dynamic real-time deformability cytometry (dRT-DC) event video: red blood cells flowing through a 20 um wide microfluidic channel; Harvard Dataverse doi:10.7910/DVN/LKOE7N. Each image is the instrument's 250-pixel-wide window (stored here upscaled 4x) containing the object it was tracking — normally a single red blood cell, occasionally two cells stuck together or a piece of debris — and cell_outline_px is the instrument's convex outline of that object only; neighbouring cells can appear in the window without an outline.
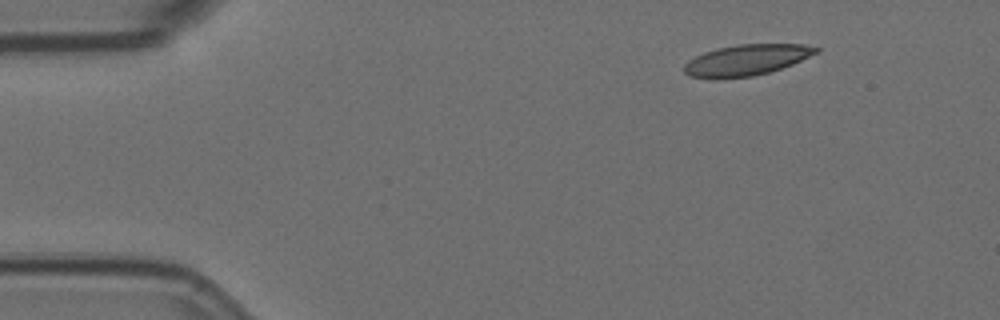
{"species": "Egyptian fruit bat (a non-hibernating species)", "species_latin": "Rousettus aegyptiacus", "temperature_condition": "room temperature", "stored_images_in_passage": 3, "camera_frame_rate_fps": 3000, "um_per_image_px": 0.085, "animal": {"sex": "female"}, "frame": {"image": 1, "passage_image": 1, "time_ms": 0.0, "image_size_px": [1000, 320], "cell_outline_px": [[820, 52], [792, 64], [768, 72], [752, 76], [716, 80], [692, 76], [684, 72], [684, 64], [688, 60], [704, 52], [716, 48], [736, 44], [804, 44], [820, 48]], "centroid_in_image_um": [63.43, 5.1], "position_along_channel_um": 21.6, "area_um2": 23.99}}